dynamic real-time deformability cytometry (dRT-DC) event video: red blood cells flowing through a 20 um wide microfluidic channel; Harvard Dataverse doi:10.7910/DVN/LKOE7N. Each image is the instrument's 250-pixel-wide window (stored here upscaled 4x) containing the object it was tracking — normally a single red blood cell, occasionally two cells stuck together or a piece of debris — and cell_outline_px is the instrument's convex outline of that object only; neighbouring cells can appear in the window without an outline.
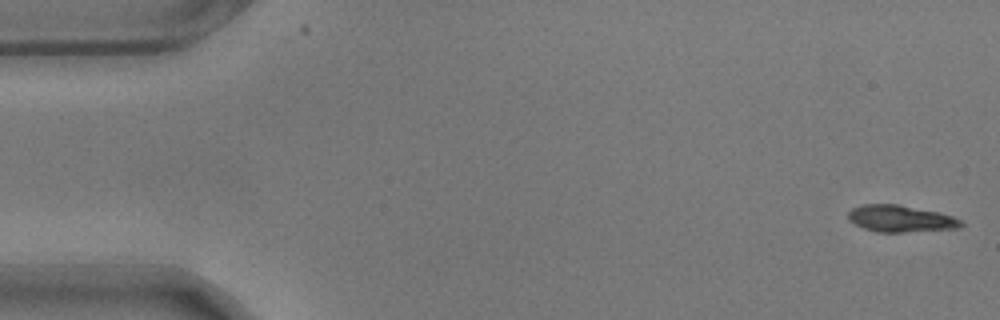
{"species": "common noctule bat (a hibernating species)", "species_latin": "Nyctalus noctula", "temperature_condition": "warm", "stored_images_in_passage": 56, "camera_frame_rate_fps": 3000, "um_per_image_px": 0.085, "animal": {"sex": "male", "body_mass_g": 17.9}, "frame": {"image": 1, "passage_image": 1, "time_ms": 0.0, "image_size_px": [1000, 320], "cell_outline_px": [[964, 224], [960, 228], [904, 232], [876, 232], [864, 228], [848, 220], [848, 212], [852, 208], [864, 204], [896, 204], [940, 212], [952, 216], [960, 220]], "centroid_in_image_um": [76.55, 18.58], "position_along_channel_um": 8.5, "area_um2": 17.57}}
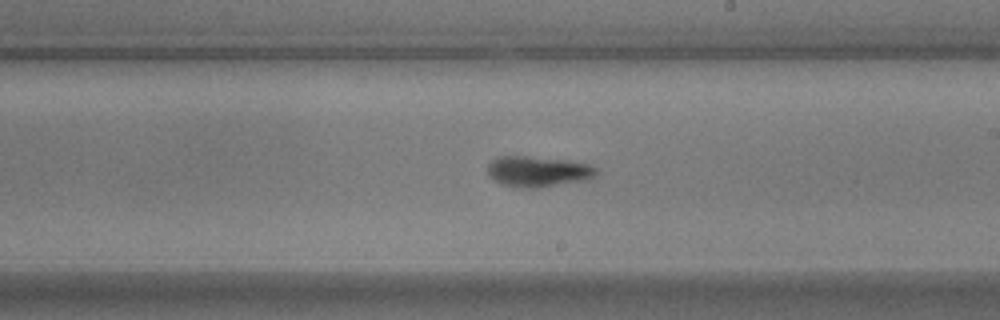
{"frame": {"image": 2, "passage_image": 32, "time_ms": 10.333, "image_size_px": [1000, 320], "cell_outline_px": [[596, 176], [580, 180], [536, 188], [520, 188], [504, 184], [488, 176], [488, 164], [492, 160], [500, 156], [524, 156], [568, 160], [588, 164], [596, 168]], "centroid_in_image_um": [45.69, 14.56], "position_along_channel_um": 243.3, "area_um2": 19.02}}
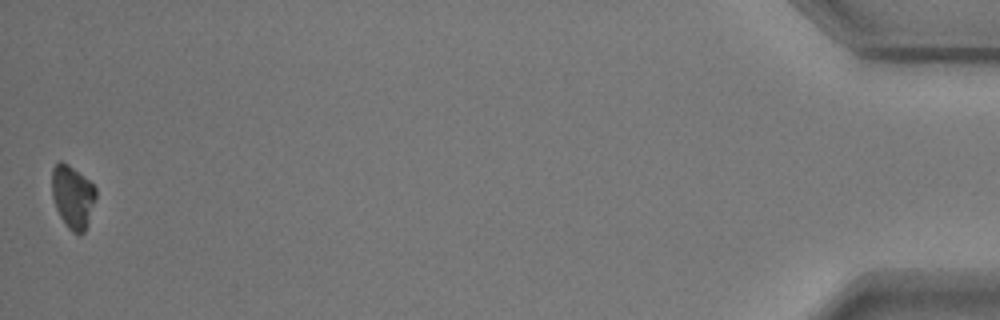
{"frame": {"image": 3, "passage_image": 56, "time_ms": 18.333, "image_size_px": [1000, 320], "cell_outline_px": [[96, 200], [88, 224], [84, 232], [80, 236], [72, 232], [68, 228], [60, 216], [56, 208], [52, 196], [52, 168], [60, 160], [68, 164], [84, 176], [96, 188]], "centroid_in_image_um": [6.19, 16.74], "position_along_channel_um": 429.0, "area_um2": 16.3}, "authors_computed_cell_mechanics": {"area_um2": 18.0914, "velocity_mm_per_s": 3.5222, "shape_relaxation_time_tau1_ms": 3.8262, "shape_relaxation_time_tau2_ms": 2.8292, "deformation_change_tau1": 0.1785, "deformation_change_tau2": 0.059}}